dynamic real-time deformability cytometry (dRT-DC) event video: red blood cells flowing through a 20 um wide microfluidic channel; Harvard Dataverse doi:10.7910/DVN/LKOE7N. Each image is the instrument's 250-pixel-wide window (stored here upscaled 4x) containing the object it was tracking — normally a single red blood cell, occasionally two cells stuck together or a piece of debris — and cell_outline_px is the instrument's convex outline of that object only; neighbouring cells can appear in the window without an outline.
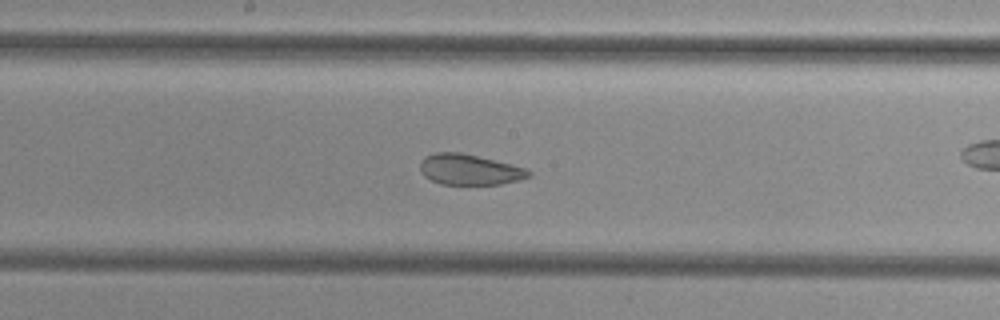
{"species": "common noctule bat (a hibernating species)", "species_latin": "Nyctalus noctula", "temperature_condition": "cold", "stored_images_in_passage": 39, "camera_frame_rate_fps": 3000, "um_per_image_px": 0.085, "animal": {"sex": "female", "body_mass_g": 29.2, "forearm_length_mm": 56.3}, "frame": {"image": 1, "passage_image": 13, "time_ms": 4.0, "image_size_px": [1000, 320], "cell_outline_px": [[532, 176], [520, 180], [500, 184], [440, 184], [424, 176], [420, 172], [420, 160], [424, 156], [436, 152], [460, 152], [496, 160], [512, 164], [524, 168], [532, 172]], "centroid_in_image_um": [39.9, 14.41], "position_along_channel_um": 208.3, "area_um2": 19.54}}